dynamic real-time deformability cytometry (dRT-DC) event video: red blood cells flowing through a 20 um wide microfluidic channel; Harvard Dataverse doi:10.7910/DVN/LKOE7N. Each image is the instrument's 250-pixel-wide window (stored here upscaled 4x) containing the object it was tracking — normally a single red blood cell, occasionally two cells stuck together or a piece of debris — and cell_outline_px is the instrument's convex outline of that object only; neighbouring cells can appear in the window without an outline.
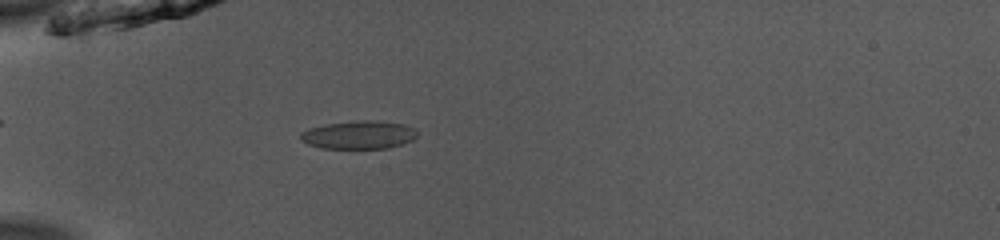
{"species": "common noctule bat (a hibernating species)", "species_latin": "Nyctalus noctula", "temperature_condition": "room temperature", "stored_images_in_passage": 34, "camera_frame_rate_fps": 3000, "um_per_image_px": 0.085, "animal": {"sex": "male", "body_mass_g": 13.0, "forearm_length_mm": 53.1}, "frame": {"image": 1, "passage_image": 1, "time_ms": 0.0, "image_size_px": [1000, 240], "cell_outline_px": [[416, 136], [412, 140], [388, 148], [324, 148], [308, 144], [300, 140], [300, 132], [308, 128], [324, 124], [356, 120], [376, 120], [404, 124], [412, 128], [416, 132]], "centroid_in_image_um": [30.45, 11.45], "position_along_channel_um": 54.6, "area_um2": 19.13}}
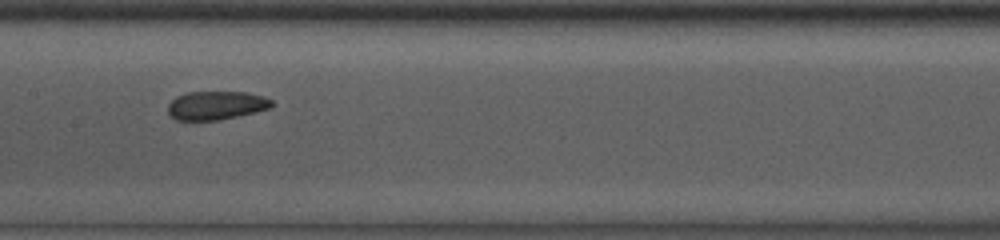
{"frame": {"image": 2, "passage_image": 12, "time_ms": 3.667, "image_size_px": [1000, 240], "cell_outline_px": [[272, 104], [268, 108], [220, 120], [176, 120], [168, 112], [168, 104], [176, 96], [188, 92], [248, 92], [264, 96], [272, 100]], "centroid_in_image_um": [18.34, 8.95], "position_along_channel_um": 189.1, "area_um2": 17.11}}
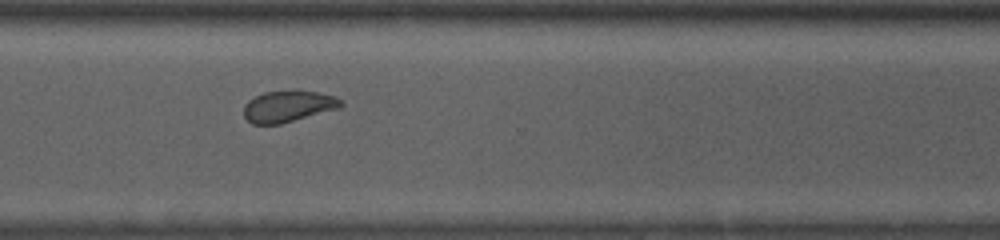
{"frame": {"image": 3, "passage_image": 24, "time_ms": 7.667, "image_size_px": [1000, 240], "cell_outline_px": [[344, 104], [336, 108], [280, 124], [252, 124], [244, 116], [244, 104], [248, 100], [264, 92], [316, 92], [336, 96]], "centroid_in_image_um": [24.44, 9.05], "position_along_channel_um": 346.2, "area_um2": 17.11}, "authors_computed_cell_mechanics": {"area_um2": 18.0625, "velocity_mm_per_s": 3.9498, "shape_relaxation_time_tau1_ms": 6.4614, "shape_relaxation_time_tau2_ms": 3.7807, "deformation_change_tau1": 0.1123, "deformation_change_tau2": 0.0468}}